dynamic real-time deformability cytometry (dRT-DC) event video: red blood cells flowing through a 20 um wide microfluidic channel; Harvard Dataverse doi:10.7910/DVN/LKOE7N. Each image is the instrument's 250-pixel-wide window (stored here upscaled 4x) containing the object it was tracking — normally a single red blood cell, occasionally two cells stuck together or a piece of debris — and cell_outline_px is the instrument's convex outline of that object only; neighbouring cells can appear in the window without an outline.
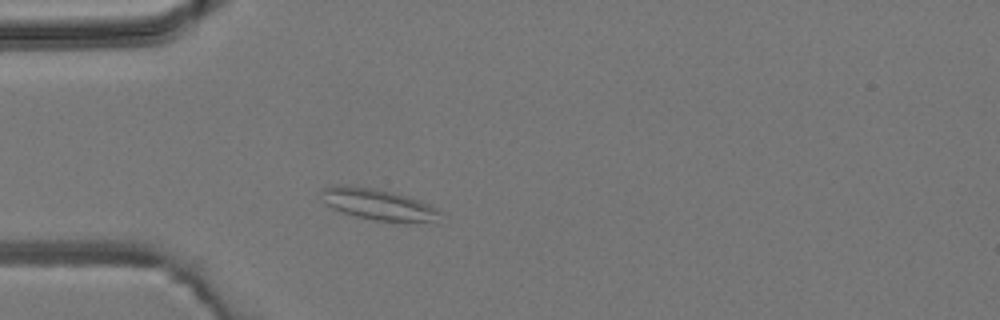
{"species": "common noctule bat (a hibernating species)", "species_latin": "Nyctalus noctula", "temperature_condition": "room temperature", "stored_images_in_passage": 3, "camera_frame_rate_fps": 3000, "um_per_image_px": 0.085, "animal": {"sex": "male", "body_mass_g": 19.2, "forearm_length_mm": 51.8}, "frame": {"image": 1, "passage_image": 3, "time_ms": 2.333, "image_size_px": [1000, 320], "cell_outline_px": [[440, 224], [376, 220], [356, 216], [340, 212], [324, 204], [320, 192], [320, 188], [332, 184], [344, 184], [372, 188], [392, 192], [428, 204], [436, 208], [440, 212]], "centroid_in_image_um": [32.12, 17.39], "position_along_channel_um": 52.9, "area_um2": 22.02}}